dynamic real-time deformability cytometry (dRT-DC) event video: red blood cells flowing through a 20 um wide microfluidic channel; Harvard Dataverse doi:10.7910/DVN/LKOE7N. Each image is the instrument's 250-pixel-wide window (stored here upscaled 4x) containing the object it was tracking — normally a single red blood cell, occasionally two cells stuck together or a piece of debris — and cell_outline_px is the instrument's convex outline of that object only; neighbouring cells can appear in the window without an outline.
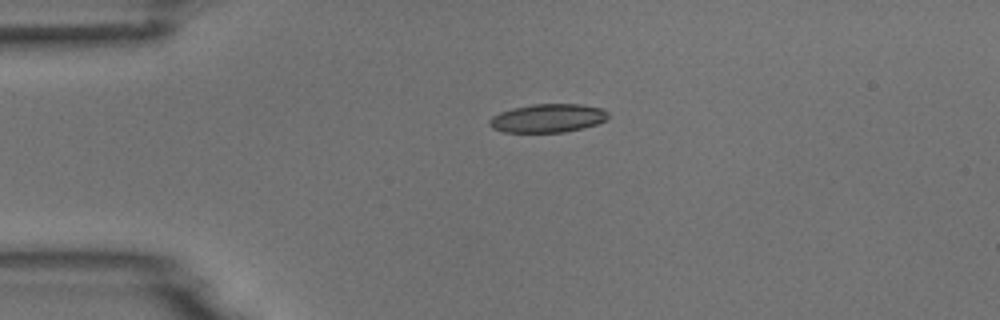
{"species": "common noctule bat (a hibernating species)", "species_latin": "Nyctalus noctula", "temperature_condition": "room temperature", "stored_images_in_passage": 5, "camera_frame_rate_fps": 3000, "um_per_image_px": 0.085, "animal": {"sex": "male", "body_mass_g": 18.8}, "frame": {"image": 1, "passage_image": 3, "time_ms": 3.0, "image_size_px": [1000, 320], "cell_outline_px": [[608, 120], [596, 124], [564, 132], [504, 132], [492, 128], [488, 124], [488, 120], [492, 116], [500, 112], [512, 108], [532, 104], [580, 104], [604, 108], [608, 112]], "centroid_in_image_um": [46.56, 10.04], "position_along_channel_um": 38.4, "area_um2": 19.83}}